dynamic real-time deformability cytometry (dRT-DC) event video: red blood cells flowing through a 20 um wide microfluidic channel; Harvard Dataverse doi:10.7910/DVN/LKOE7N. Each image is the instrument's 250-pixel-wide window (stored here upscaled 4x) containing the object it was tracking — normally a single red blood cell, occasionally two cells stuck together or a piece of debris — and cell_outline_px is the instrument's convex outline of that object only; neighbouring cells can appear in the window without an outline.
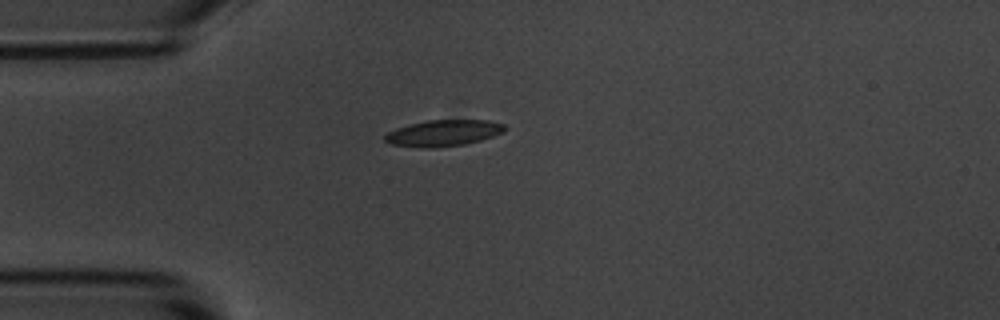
{"species": "common noctule bat (a hibernating species)", "species_latin": "Nyctalus noctula", "temperature_condition": "room temperature", "stored_images_in_passage": 41, "camera_frame_rate_fps": 3000, "um_per_image_px": 0.085, "animal": {"sex": "male", "body_mass_g": 20.1, "forearm_length_mm": 53.5}, "frame": {"image": 1, "passage_image": 1, "time_ms": 0.0, "image_size_px": [1000, 320], "cell_outline_px": [[508, 128], [504, 132], [480, 140], [464, 144], [432, 148], [420, 148], [392, 144], [384, 140], [384, 136], [388, 132], [396, 128], [408, 124], [428, 120], [488, 120], [504, 124]], "centroid_in_image_um": [37.69, 11.3], "position_along_channel_um": 47.3, "area_um2": 18.38}}
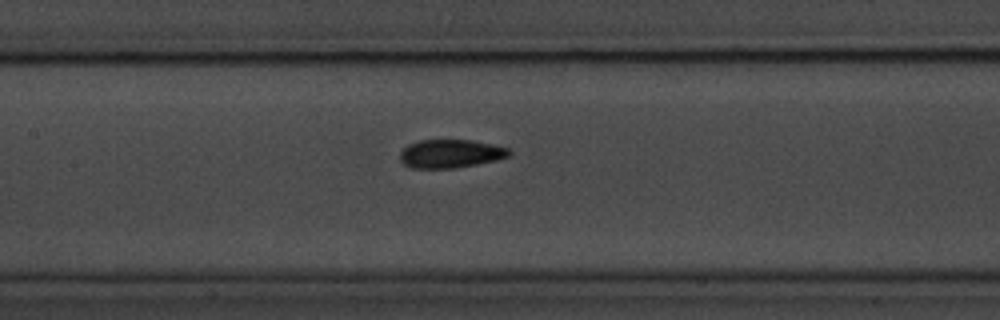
{"frame": {"image": 2, "passage_image": 12, "time_ms": 3.667, "image_size_px": [1000, 320], "cell_outline_px": [[512, 152], [508, 156], [496, 160], [456, 168], [412, 168], [404, 164], [400, 160], [400, 152], [408, 144], [420, 140], [472, 140], [492, 144], [508, 148]], "centroid_in_image_um": [38.28, 13.06], "position_along_channel_um": 169.1, "area_um2": 18.03}}
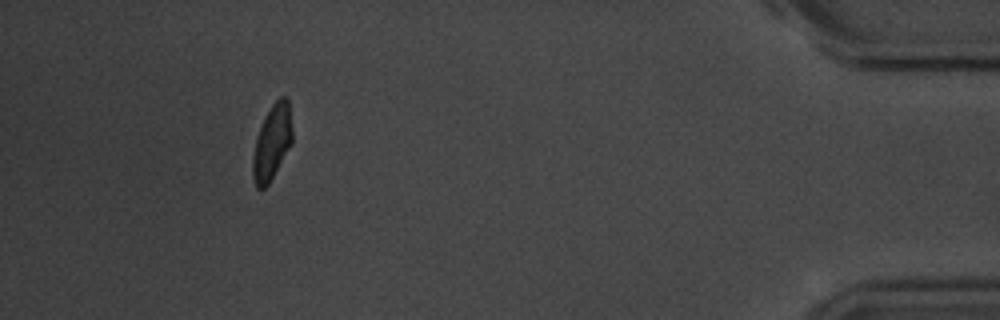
{"frame": {"image": 3, "passage_image": 37, "time_ms": 12.0, "image_size_px": [1000, 320], "cell_outline_px": [[292, 144], [268, 184], [264, 188], [256, 188], [252, 176], [252, 156], [256, 136], [264, 116], [272, 104], [280, 96], [288, 96], [292, 128]], "centroid_in_image_um": [23.11, 12.07], "position_along_channel_um": 412.1, "area_um2": 17.51}, "authors_computed_cell_mechanics": {"area_um2": 17.8602, "velocity_mm_per_s": 3.6575, "shape_relaxation_time_tau1_ms": 3.2465, "shape_relaxation_time_tau2_ms": 1.8373, "deformation_change_tau1": 0.127, "deformation_change_tau2": 0.0641}}